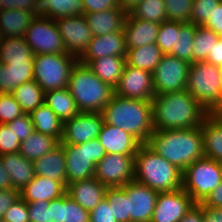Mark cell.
Returning <instances> with one entry per match:
<instances>
[{"mask_svg":"<svg viewBox=\"0 0 222 222\" xmlns=\"http://www.w3.org/2000/svg\"><path fill=\"white\" fill-rule=\"evenodd\" d=\"M29 222H63V195L51 201L27 203Z\"/></svg>","mask_w":222,"mask_h":222,"instance_id":"36","label":"cell"},{"mask_svg":"<svg viewBox=\"0 0 222 222\" xmlns=\"http://www.w3.org/2000/svg\"><path fill=\"white\" fill-rule=\"evenodd\" d=\"M33 62L0 63V93H11L19 85L34 80Z\"/></svg>","mask_w":222,"mask_h":222,"instance_id":"28","label":"cell"},{"mask_svg":"<svg viewBox=\"0 0 222 222\" xmlns=\"http://www.w3.org/2000/svg\"><path fill=\"white\" fill-rule=\"evenodd\" d=\"M66 193V187L57 180L47 177H35L20 191V197L26 202L51 201Z\"/></svg>","mask_w":222,"mask_h":222,"instance_id":"22","label":"cell"},{"mask_svg":"<svg viewBox=\"0 0 222 222\" xmlns=\"http://www.w3.org/2000/svg\"><path fill=\"white\" fill-rule=\"evenodd\" d=\"M33 166L35 175L57 180L67 187L66 161L61 144L40 158L34 160Z\"/></svg>","mask_w":222,"mask_h":222,"instance_id":"24","label":"cell"},{"mask_svg":"<svg viewBox=\"0 0 222 222\" xmlns=\"http://www.w3.org/2000/svg\"><path fill=\"white\" fill-rule=\"evenodd\" d=\"M20 143L7 124H0V155L18 153Z\"/></svg>","mask_w":222,"mask_h":222,"instance_id":"47","label":"cell"},{"mask_svg":"<svg viewBox=\"0 0 222 222\" xmlns=\"http://www.w3.org/2000/svg\"><path fill=\"white\" fill-rule=\"evenodd\" d=\"M107 187L95 177L67 184L66 193L89 213L105 198Z\"/></svg>","mask_w":222,"mask_h":222,"instance_id":"20","label":"cell"},{"mask_svg":"<svg viewBox=\"0 0 222 222\" xmlns=\"http://www.w3.org/2000/svg\"><path fill=\"white\" fill-rule=\"evenodd\" d=\"M163 55L157 44L151 43L135 49H127L125 62L126 65L152 73Z\"/></svg>","mask_w":222,"mask_h":222,"instance_id":"31","label":"cell"},{"mask_svg":"<svg viewBox=\"0 0 222 222\" xmlns=\"http://www.w3.org/2000/svg\"><path fill=\"white\" fill-rule=\"evenodd\" d=\"M194 35V24L180 22L179 33H176L175 48L172 49V52L169 55L193 63Z\"/></svg>","mask_w":222,"mask_h":222,"instance_id":"39","label":"cell"},{"mask_svg":"<svg viewBox=\"0 0 222 222\" xmlns=\"http://www.w3.org/2000/svg\"><path fill=\"white\" fill-rule=\"evenodd\" d=\"M222 181L220 163L203 157L190 164L182 175V188L196 204L203 203Z\"/></svg>","mask_w":222,"mask_h":222,"instance_id":"9","label":"cell"},{"mask_svg":"<svg viewBox=\"0 0 222 222\" xmlns=\"http://www.w3.org/2000/svg\"><path fill=\"white\" fill-rule=\"evenodd\" d=\"M202 216L204 222H222V210L202 205Z\"/></svg>","mask_w":222,"mask_h":222,"instance_id":"56","label":"cell"},{"mask_svg":"<svg viewBox=\"0 0 222 222\" xmlns=\"http://www.w3.org/2000/svg\"><path fill=\"white\" fill-rule=\"evenodd\" d=\"M45 104L51 108L63 123L80 113L67 87L45 92Z\"/></svg>","mask_w":222,"mask_h":222,"instance_id":"32","label":"cell"},{"mask_svg":"<svg viewBox=\"0 0 222 222\" xmlns=\"http://www.w3.org/2000/svg\"><path fill=\"white\" fill-rule=\"evenodd\" d=\"M180 22L166 20L160 23L156 44L164 55H169L175 48L176 33H179Z\"/></svg>","mask_w":222,"mask_h":222,"instance_id":"42","label":"cell"},{"mask_svg":"<svg viewBox=\"0 0 222 222\" xmlns=\"http://www.w3.org/2000/svg\"><path fill=\"white\" fill-rule=\"evenodd\" d=\"M127 13L122 8H111L101 12L84 14L93 36H101L108 33L123 30Z\"/></svg>","mask_w":222,"mask_h":222,"instance_id":"25","label":"cell"},{"mask_svg":"<svg viewBox=\"0 0 222 222\" xmlns=\"http://www.w3.org/2000/svg\"><path fill=\"white\" fill-rule=\"evenodd\" d=\"M59 144L60 141L57 138L34 131L20 143L19 153L33 162L56 148Z\"/></svg>","mask_w":222,"mask_h":222,"instance_id":"35","label":"cell"},{"mask_svg":"<svg viewBox=\"0 0 222 222\" xmlns=\"http://www.w3.org/2000/svg\"><path fill=\"white\" fill-rule=\"evenodd\" d=\"M135 155L106 154L96 165L94 177L107 188L134 181Z\"/></svg>","mask_w":222,"mask_h":222,"instance_id":"12","label":"cell"},{"mask_svg":"<svg viewBox=\"0 0 222 222\" xmlns=\"http://www.w3.org/2000/svg\"><path fill=\"white\" fill-rule=\"evenodd\" d=\"M167 20L189 23L193 0H164Z\"/></svg>","mask_w":222,"mask_h":222,"instance_id":"43","label":"cell"},{"mask_svg":"<svg viewBox=\"0 0 222 222\" xmlns=\"http://www.w3.org/2000/svg\"><path fill=\"white\" fill-rule=\"evenodd\" d=\"M186 90L209 113L222 108L221 69L206 61L191 63Z\"/></svg>","mask_w":222,"mask_h":222,"instance_id":"6","label":"cell"},{"mask_svg":"<svg viewBox=\"0 0 222 222\" xmlns=\"http://www.w3.org/2000/svg\"><path fill=\"white\" fill-rule=\"evenodd\" d=\"M11 131L15 133L19 141H24L28 136L34 132V125L30 114L17 117L13 121L6 123Z\"/></svg>","mask_w":222,"mask_h":222,"instance_id":"48","label":"cell"},{"mask_svg":"<svg viewBox=\"0 0 222 222\" xmlns=\"http://www.w3.org/2000/svg\"><path fill=\"white\" fill-rule=\"evenodd\" d=\"M9 188H12L10 176L2 165V159L0 155V190Z\"/></svg>","mask_w":222,"mask_h":222,"instance_id":"59","label":"cell"},{"mask_svg":"<svg viewBox=\"0 0 222 222\" xmlns=\"http://www.w3.org/2000/svg\"><path fill=\"white\" fill-rule=\"evenodd\" d=\"M84 14L101 12L111 8H121L118 0H82Z\"/></svg>","mask_w":222,"mask_h":222,"instance_id":"51","label":"cell"},{"mask_svg":"<svg viewBox=\"0 0 222 222\" xmlns=\"http://www.w3.org/2000/svg\"><path fill=\"white\" fill-rule=\"evenodd\" d=\"M182 172L204 157L201 126L178 130H154L146 143Z\"/></svg>","mask_w":222,"mask_h":222,"instance_id":"2","label":"cell"},{"mask_svg":"<svg viewBox=\"0 0 222 222\" xmlns=\"http://www.w3.org/2000/svg\"><path fill=\"white\" fill-rule=\"evenodd\" d=\"M35 0H0V10L20 9L32 12Z\"/></svg>","mask_w":222,"mask_h":222,"instance_id":"54","label":"cell"},{"mask_svg":"<svg viewBox=\"0 0 222 222\" xmlns=\"http://www.w3.org/2000/svg\"><path fill=\"white\" fill-rule=\"evenodd\" d=\"M127 46L124 30L93 36L87 50L78 59L80 63L88 65L92 60L104 56L126 57Z\"/></svg>","mask_w":222,"mask_h":222,"instance_id":"18","label":"cell"},{"mask_svg":"<svg viewBox=\"0 0 222 222\" xmlns=\"http://www.w3.org/2000/svg\"><path fill=\"white\" fill-rule=\"evenodd\" d=\"M125 64V57L104 56L92 60L87 66L103 82L115 89L119 84Z\"/></svg>","mask_w":222,"mask_h":222,"instance_id":"30","label":"cell"},{"mask_svg":"<svg viewBox=\"0 0 222 222\" xmlns=\"http://www.w3.org/2000/svg\"><path fill=\"white\" fill-rule=\"evenodd\" d=\"M66 161V183L87 180L95 175L96 165L106 152L98 139L81 144H61Z\"/></svg>","mask_w":222,"mask_h":222,"instance_id":"8","label":"cell"},{"mask_svg":"<svg viewBox=\"0 0 222 222\" xmlns=\"http://www.w3.org/2000/svg\"><path fill=\"white\" fill-rule=\"evenodd\" d=\"M159 27V23L136 19L127 13L123 25L127 49L156 43Z\"/></svg>","mask_w":222,"mask_h":222,"instance_id":"21","label":"cell"},{"mask_svg":"<svg viewBox=\"0 0 222 222\" xmlns=\"http://www.w3.org/2000/svg\"><path fill=\"white\" fill-rule=\"evenodd\" d=\"M206 62L222 67V37H220L208 53Z\"/></svg>","mask_w":222,"mask_h":222,"instance_id":"55","label":"cell"},{"mask_svg":"<svg viewBox=\"0 0 222 222\" xmlns=\"http://www.w3.org/2000/svg\"><path fill=\"white\" fill-rule=\"evenodd\" d=\"M217 114L222 118V110H219Z\"/></svg>","mask_w":222,"mask_h":222,"instance_id":"61","label":"cell"},{"mask_svg":"<svg viewBox=\"0 0 222 222\" xmlns=\"http://www.w3.org/2000/svg\"><path fill=\"white\" fill-rule=\"evenodd\" d=\"M221 69V88H222V67H220Z\"/></svg>","mask_w":222,"mask_h":222,"instance_id":"62","label":"cell"},{"mask_svg":"<svg viewBox=\"0 0 222 222\" xmlns=\"http://www.w3.org/2000/svg\"><path fill=\"white\" fill-rule=\"evenodd\" d=\"M220 2V0H193L189 23L203 26Z\"/></svg>","mask_w":222,"mask_h":222,"instance_id":"44","label":"cell"},{"mask_svg":"<svg viewBox=\"0 0 222 222\" xmlns=\"http://www.w3.org/2000/svg\"><path fill=\"white\" fill-rule=\"evenodd\" d=\"M97 139L106 154L136 155L142 145L133 135L107 123H103Z\"/></svg>","mask_w":222,"mask_h":222,"instance_id":"19","label":"cell"},{"mask_svg":"<svg viewBox=\"0 0 222 222\" xmlns=\"http://www.w3.org/2000/svg\"><path fill=\"white\" fill-rule=\"evenodd\" d=\"M220 37L221 36L204 26L195 25L193 63L206 61L207 55L211 52L213 44H215Z\"/></svg>","mask_w":222,"mask_h":222,"instance_id":"41","label":"cell"},{"mask_svg":"<svg viewBox=\"0 0 222 222\" xmlns=\"http://www.w3.org/2000/svg\"><path fill=\"white\" fill-rule=\"evenodd\" d=\"M128 13L133 18L159 24L167 20L164 0H141Z\"/></svg>","mask_w":222,"mask_h":222,"instance_id":"38","label":"cell"},{"mask_svg":"<svg viewBox=\"0 0 222 222\" xmlns=\"http://www.w3.org/2000/svg\"><path fill=\"white\" fill-rule=\"evenodd\" d=\"M120 7L128 13L132 10L141 0H118Z\"/></svg>","mask_w":222,"mask_h":222,"instance_id":"60","label":"cell"},{"mask_svg":"<svg viewBox=\"0 0 222 222\" xmlns=\"http://www.w3.org/2000/svg\"><path fill=\"white\" fill-rule=\"evenodd\" d=\"M55 22L67 53L79 59L93 37L84 15L63 17Z\"/></svg>","mask_w":222,"mask_h":222,"instance_id":"13","label":"cell"},{"mask_svg":"<svg viewBox=\"0 0 222 222\" xmlns=\"http://www.w3.org/2000/svg\"><path fill=\"white\" fill-rule=\"evenodd\" d=\"M34 53L24 37L0 38V63L33 62Z\"/></svg>","mask_w":222,"mask_h":222,"instance_id":"34","label":"cell"},{"mask_svg":"<svg viewBox=\"0 0 222 222\" xmlns=\"http://www.w3.org/2000/svg\"><path fill=\"white\" fill-rule=\"evenodd\" d=\"M158 192L136 181L127 183L130 222H150Z\"/></svg>","mask_w":222,"mask_h":222,"instance_id":"17","label":"cell"},{"mask_svg":"<svg viewBox=\"0 0 222 222\" xmlns=\"http://www.w3.org/2000/svg\"><path fill=\"white\" fill-rule=\"evenodd\" d=\"M203 26L222 37V1L214 9L211 18Z\"/></svg>","mask_w":222,"mask_h":222,"instance_id":"53","label":"cell"},{"mask_svg":"<svg viewBox=\"0 0 222 222\" xmlns=\"http://www.w3.org/2000/svg\"><path fill=\"white\" fill-rule=\"evenodd\" d=\"M24 114L22 107L11 93H0V124H6Z\"/></svg>","mask_w":222,"mask_h":222,"instance_id":"45","label":"cell"},{"mask_svg":"<svg viewBox=\"0 0 222 222\" xmlns=\"http://www.w3.org/2000/svg\"><path fill=\"white\" fill-rule=\"evenodd\" d=\"M204 206H210L214 208L222 207V181L219 186L211 192L207 199L201 203Z\"/></svg>","mask_w":222,"mask_h":222,"instance_id":"57","label":"cell"},{"mask_svg":"<svg viewBox=\"0 0 222 222\" xmlns=\"http://www.w3.org/2000/svg\"><path fill=\"white\" fill-rule=\"evenodd\" d=\"M18 198H20V192L16 189L9 188L0 190V220L3 219L5 212Z\"/></svg>","mask_w":222,"mask_h":222,"instance_id":"52","label":"cell"},{"mask_svg":"<svg viewBox=\"0 0 222 222\" xmlns=\"http://www.w3.org/2000/svg\"><path fill=\"white\" fill-rule=\"evenodd\" d=\"M67 89L80 112H99L109 103L114 89L79 61L71 71Z\"/></svg>","mask_w":222,"mask_h":222,"instance_id":"5","label":"cell"},{"mask_svg":"<svg viewBox=\"0 0 222 222\" xmlns=\"http://www.w3.org/2000/svg\"><path fill=\"white\" fill-rule=\"evenodd\" d=\"M179 222H204L202 216V204H195Z\"/></svg>","mask_w":222,"mask_h":222,"instance_id":"58","label":"cell"},{"mask_svg":"<svg viewBox=\"0 0 222 222\" xmlns=\"http://www.w3.org/2000/svg\"><path fill=\"white\" fill-rule=\"evenodd\" d=\"M63 222H90V213L71 199L63 195Z\"/></svg>","mask_w":222,"mask_h":222,"instance_id":"46","label":"cell"},{"mask_svg":"<svg viewBox=\"0 0 222 222\" xmlns=\"http://www.w3.org/2000/svg\"><path fill=\"white\" fill-rule=\"evenodd\" d=\"M32 14L34 17H48L53 20L84 15L82 0H35Z\"/></svg>","mask_w":222,"mask_h":222,"instance_id":"23","label":"cell"},{"mask_svg":"<svg viewBox=\"0 0 222 222\" xmlns=\"http://www.w3.org/2000/svg\"><path fill=\"white\" fill-rule=\"evenodd\" d=\"M105 197L109 202L117 222H130L127 184L122 187L107 188Z\"/></svg>","mask_w":222,"mask_h":222,"instance_id":"40","label":"cell"},{"mask_svg":"<svg viewBox=\"0 0 222 222\" xmlns=\"http://www.w3.org/2000/svg\"><path fill=\"white\" fill-rule=\"evenodd\" d=\"M134 169V181L158 193L182 188L183 172L156 154L147 144L138 148Z\"/></svg>","mask_w":222,"mask_h":222,"instance_id":"4","label":"cell"},{"mask_svg":"<svg viewBox=\"0 0 222 222\" xmlns=\"http://www.w3.org/2000/svg\"><path fill=\"white\" fill-rule=\"evenodd\" d=\"M204 157L222 162V118L209 114L201 124Z\"/></svg>","mask_w":222,"mask_h":222,"instance_id":"26","label":"cell"},{"mask_svg":"<svg viewBox=\"0 0 222 222\" xmlns=\"http://www.w3.org/2000/svg\"><path fill=\"white\" fill-rule=\"evenodd\" d=\"M34 18L30 11L15 8L0 10V38L24 37Z\"/></svg>","mask_w":222,"mask_h":222,"instance_id":"29","label":"cell"},{"mask_svg":"<svg viewBox=\"0 0 222 222\" xmlns=\"http://www.w3.org/2000/svg\"><path fill=\"white\" fill-rule=\"evenodd\" d=\"M104 123L116 126L146 144L154 131L152 101L113 95L103 108Z\"/></svg>","mask_w":222,"mask_h":222,"instance_id":"3","label":"cell"},{"mask_svg":"<svg viewBox=\"0 0 222 222\" xmlns=\"http://www.w3.org/2000/svg\"><path fill=\"white\" fill-rule=\"evenodd\" d=\"M152 105L154 130L198 127L209 115L186 89L155 95Z\"/></svg>","mask_w":222,"mask_h":222,"instance_id":"1","label":"cell"},{"mask_svg":"<svg viewBox=\"0 0 222 222\" xmlns=\"http://www.w3.org/2000/svg\"><path fill=\"white\" fill-rule=\"evenodd\" d=\"M114 94L124 98L152 101L155 96L152 73L125 64Z\"/></svg>","mask_w":222,"mask_h":222,"instance_id":"16","label":"cell"},{"mask_svg":"<svg viewBox=\"0 0 222 222\" xmlns=\"http://www.w3.org/2000/svg\"><path fill=\"white\" fill-rule=\"evenodd\" d=\"M90 222H117L106 197L90 212Z\"/></svg>","mask_w":222,"mask_h":222,"instance_id":"50","label":"cell"},{"mask_svg":"<svg viewBox=\"0 0 222 222\" xmlns=\"http://www.w3.org/2000/svg\"><path fill=\"white\" fill-rule=\"evenodd\" d=\"M195 204L183 188L159 192L150 222H179Z\"/></svg>","mask_w":222,"mask_h":222,"instance_id":"15","label":"cell"},{"mask_svg":"<svg viewBox=\"0 0 222 222\" xmlns=\"http://www.w3.org/2000/svg\"><path fill=\"white\" fill-rule=\"evenodd\" d=\"M24 39L34 54L67 53L55 20L48 17H35Z\"/></svg>","mask_w":222,"mask_h":222,"instance_id":"10","label":"cell"},{"mask_svg":"<svg viewBox=\"0 0 222 222\" xmlns=\"http://www.w3.org/2000/svg\"><path fill=\"white\" fill-rule=\"evenodd\" d=\"M2 165L8 172L13 189L19 192L35 177L33 162L19 152L1 155Z\"/></svg>","mask_w":222,"mask_h":222,"instance_id":"27","label":"cell"},{"mask_svg":"<svg viewBox=\"0 0 222 222\" xmlns=\"http://www.w3.org/2000/svg\"><path fill=\"white\" fill-rule=\"evenodd\" d=\"M11 94L27 114L45 103V92L35 80L19 85Z\"/></svg>","mask_w":222,"mask_h":222,"instance_id":"37","label":"cell"},{"mask_svg":"<svg viewBox=\"0 0 222 222\" xmlns=\"http://www.w3.org/2000/svg\"><path fill=\"white\" fill-rule=\"evenodd\" d=\"M78 58L68 53L35 54L33 59L34 80L44 92L68 86L71 71Z\"/></svg>","mask_w":222,"mask_h":222,"instance_id":"7","label":"cell"},{"mask_svg":"<svg viewBox=\"0 0 222 222\" xmlns=\"http://www.w3.org/2000/svg\"><path fill=\"white\" fill-rule=\"evenodd\" d=\"M34 125V131L55 137L59 141L63 135V122L45 103L30 113Z\"/></svg>","mask_w":222,"mask_h":222,"instance_id":"33","label":"cell"},{"mask_svg":"<svg viewBox=\"0 0 222 222\" xmlns=\"http://www.w3.org/2000/svg\"><path fill=\"white\" fill-rule=\"evenodd\" d=\"M5 222H29L27 203L20 197L5 212L2 219Z\"/></svg>","mask_w":222,"mask_h":222,"instance_id":"49","label":"cell"},{"mask_svg":"<svg viewBox=\"0 0 222 222\" xmlns=\"http://www.w3.org/2000/svg\"><path fill=\"white\" fill-rule=\"evenodd\" d=\"M191 63L171 55H163L152 72L155 95L186 89Z\"/></svg>","mask_w":222,"mask_h":222,"instance_id":"11","label":"cell"},{"mask_svg":"<svg viewBox=\"0 0 222 222\" xmlns=\"http://www.w3.org/2000/svg\"><path fill=\"white\" fill-rule=\"evenodd\" d=\"M104 120L99 112H80L63 123L60 144H81L98 138Z\"/></svg>","mask_w":222,"mask_h":222,"instance_id":"14","label":"cell"}]
</instances>
